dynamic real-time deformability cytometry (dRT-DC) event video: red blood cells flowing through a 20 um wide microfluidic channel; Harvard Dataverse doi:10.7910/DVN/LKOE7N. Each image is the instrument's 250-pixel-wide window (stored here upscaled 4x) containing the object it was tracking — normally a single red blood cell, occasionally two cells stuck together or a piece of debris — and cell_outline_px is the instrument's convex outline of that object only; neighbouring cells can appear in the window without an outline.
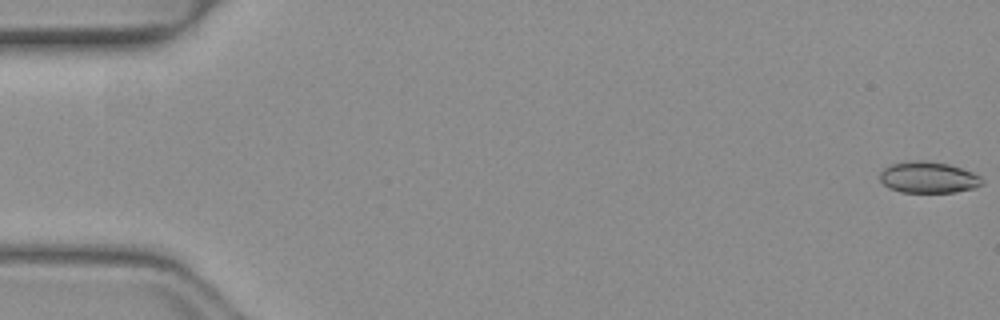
{"species": "common noctule bat (a hibernating species)", "species_latin": "Nyctalus noctula", "temperature_condition": "warm", "stored_images_in_passage": 51, "camera_frame_rate_fps": 3000, "um_per_image_px": 0.085, "animal": {"sex": "female", "body_mass_g": 19.3, "forearm_length_mm": 54.1}, "frame": {"image": 1, "passage_image": 1, "time_ms": 0.0, "image_size_px": [1000, 320], "cell_outline_px": [[984, 184], [972, 188], [956, 192], [900, 192], [888, 188], [880, 180], [880, 172], [888, 164], [904, 160], [928, 160], [948, 164], [972, 172], [980, 176], [984, 180]], "centroid_in_image_um": [78.87, 15.06], "position_along_channel_um": 6.1, "area_um2": 18.96}}
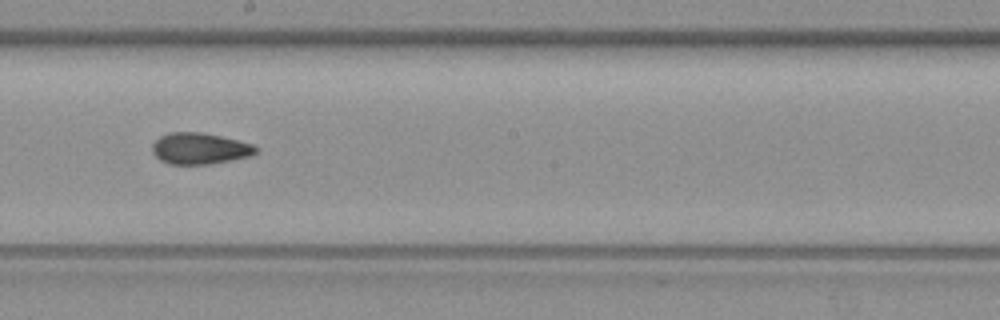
{"frame": {"image": 2, "passage_image": 29, "time_ms": 9.333, "image_size_px": [1000, 320], "cell_outline_px": [[256, 152], [252, 156], [208, 164], [168, 164], [160, 160], [152, 152], [152, 144], [160, 136], [168, 132], [200, 132], [220, 136], [252, 144], [256, 148]], "centroid_in_image_um": [16.94, 12.62], "position_along_channel_um": 231.3, "area_um2": 18.79}}
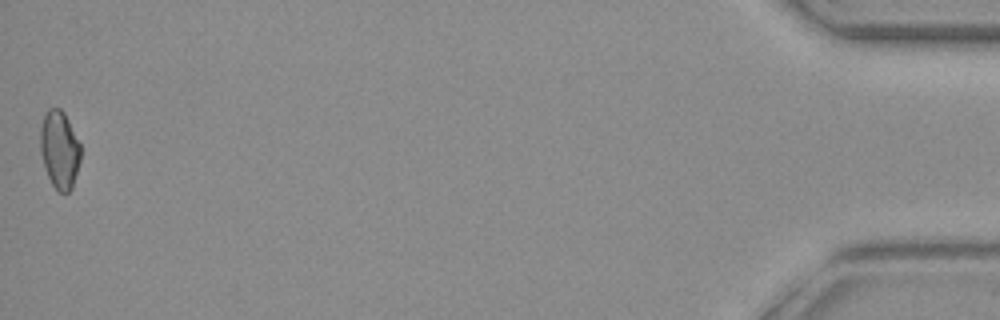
{"frame": {"image": 3, "passage_image": 51, "time_ms": 16.667, "image_size_px": [1000, 320], "cell_outline_px": [[80, 160], [72, 188], [68, 192], [56, 192], [44, 168], [40, 152], [40, 128], [44, 112], [48, 108], [60, 108], [64, 112], [80, 144]], "centroid_in_image_um": [5.03, 12.71], "position_along_channel_um": 430.2, "area_um2": 18.44}, "authors_computed_cell_mechanics": {"area_um2": 18.8428, "velocity_mm_per_s": 4.1034, "shape_relaxation_time_tau1_ms": null, "shape_relaxation_time_tau2_ms": 1.7941, "deformation_change_tau1": null, "deformation_change_tau2": 0.0633}}